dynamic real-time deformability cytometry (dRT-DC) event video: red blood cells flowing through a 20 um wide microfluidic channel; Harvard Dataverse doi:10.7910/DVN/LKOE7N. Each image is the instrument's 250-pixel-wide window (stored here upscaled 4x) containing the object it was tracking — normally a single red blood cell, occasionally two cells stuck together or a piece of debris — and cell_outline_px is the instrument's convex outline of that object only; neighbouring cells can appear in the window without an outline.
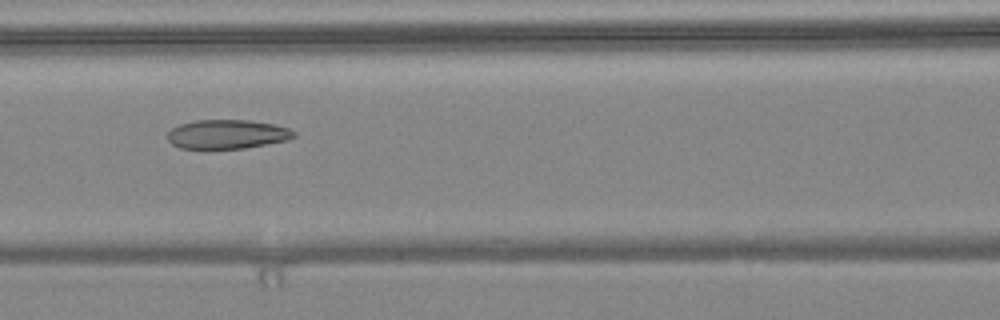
{"species": "common noctule bat (a hibernating species)", "species_latin": "Nyctalus noctula", "temperature_condition": "warm", "stored_images_in_passage": 7, "camera_frame_rate_fps": 3000, "um_per_image_px": 0.085, "animal": {"sex": "female", "body_mass_g": 24.6, "forearm_length_mm": 56.2}, "frame": {"image": 1, "passage_image": 3, "time_ms": 0.667, "image_size_px": [1000, 320], "cell_outline_px": [[296, 136], [288, 140], [244, 148], [180, 148], [172, 144], [168, 140], [168, 132], [172, 128], [180, 124], [196, 120], [248, 120], [276, 124], [288, 128], [296, 132]], "centroid_in_image_um": [19.33, 11.4], "position_along_channel_um": 147.3, "area_um2": 21.39}}
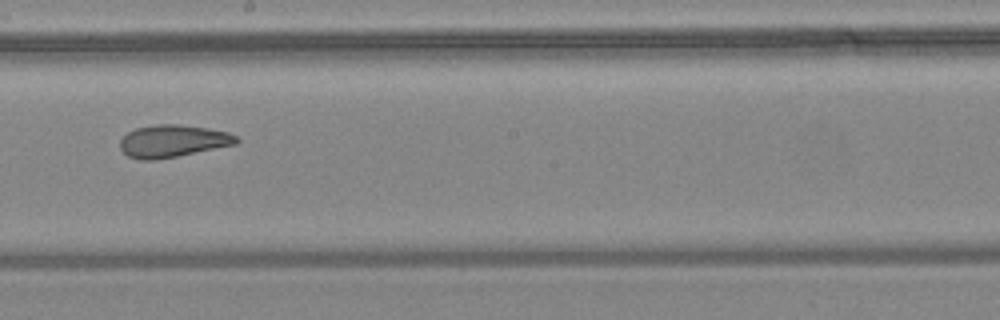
{"frame": {"image": 2, "passage_image": 5, "time_ms": 1.333, "image_size_px": [1000, 320], "cell_outline_px": [[240, 140], [236, 144], [156, 160], [140, 160], [128, 156], [120, 148], [120, 140], [128, 132], [136, 128], [156, 124], [180, 124], [208, 128], [228, 132], [236, 136]], "centroid_in_image_um": [14.68, 11.98], "position_along_channel_um": 233.5, "area_um2": 21.85}}
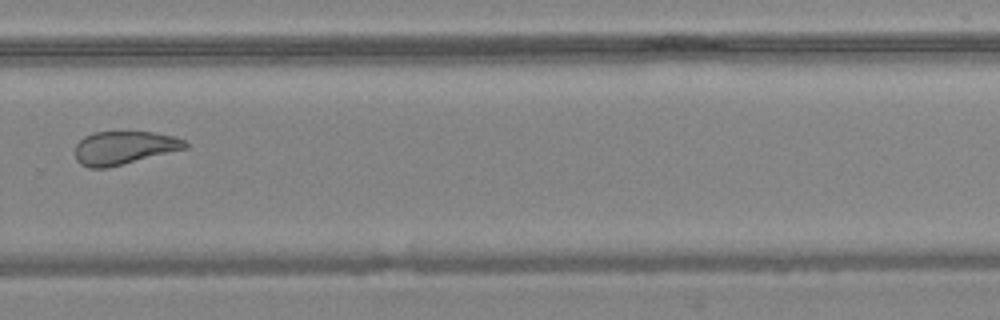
{"frame": {"image": 3, "passage_image": 7, "time_ms": 2.0, "image_size_px": [1000, 320], "cell_outline_px": [[188, 148], [108, 168], [88, 168], [80, 164], [76, 160], [76, 144], [84, 136], [96, 132], [156, 132], [172, 136], [184, 140], [188, 144]], "centroid_in_image_um": [10.54, 12.57], "position_along_channel_um": 319.3, "area_um2": 21.39}}